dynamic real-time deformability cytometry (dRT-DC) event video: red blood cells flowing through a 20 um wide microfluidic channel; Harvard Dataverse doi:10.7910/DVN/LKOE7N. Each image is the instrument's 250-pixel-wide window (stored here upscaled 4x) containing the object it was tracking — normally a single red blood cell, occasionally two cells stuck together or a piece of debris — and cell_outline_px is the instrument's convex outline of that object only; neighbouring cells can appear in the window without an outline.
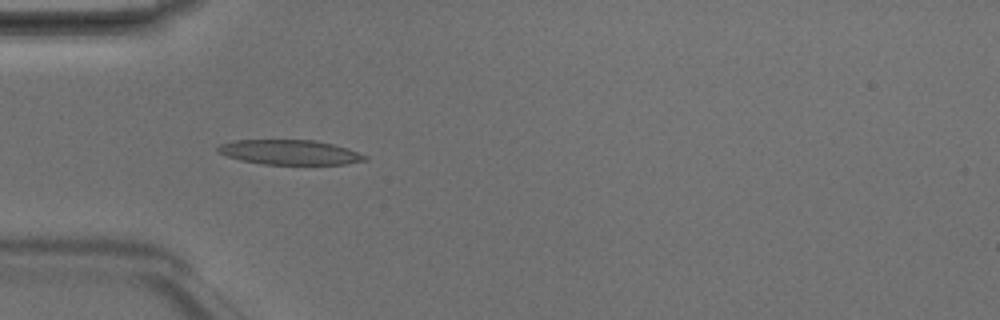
{"species": "Egyptian fruit bat (a non-hibernating species)", "species_latin": "Rousettus aegyptiacus", "temperature_condition": "room temperature", "stored_images_in_passage": 5, "camera_frame_rate_fps": 3000, "um_per_image_px": 0.085, "animal": {"sex": "male"}, "frame": {"image": 1, "passage_image": 4, "time_ms": 1.0, "image_size_px": [1000, 320], "cell_outline_px": [[368, 160], [344, 164], [264, 164], [240, 160], [216, 152], [216, 148], [220, 144], [236, 140], [316, 140], [348, 148], [368, 156]], "centroid_in_image_um": [24.63, 12.94], "position_along_channel_um": 60.4, "area_um2": 21.21}}